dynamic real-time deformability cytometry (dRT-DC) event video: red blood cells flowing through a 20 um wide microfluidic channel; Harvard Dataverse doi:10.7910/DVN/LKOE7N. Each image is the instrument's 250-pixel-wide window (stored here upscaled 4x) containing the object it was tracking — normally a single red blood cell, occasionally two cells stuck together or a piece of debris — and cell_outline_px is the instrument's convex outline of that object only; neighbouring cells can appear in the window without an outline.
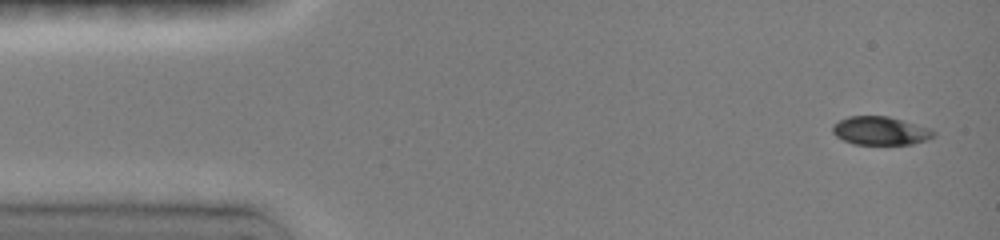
{"species": "common noctule bat (a hibernating species)", "species_latin": "Nyctalus noctula", "temperature_condition": "room temperature", "stored_images_in_passage": 17, "camera_frame_rate_fps": 3000, "um_per_image_px": 0.085, "animal": {"sex": "female", "body_mass_g": 19.0, "forearm_length_mm": 51.5}, "frame": {"image": 1, "passage_image": 1, "time_ms": 0.0, "image_size_px": [1000, 240], "cell_outline_px": [[936, 136], [928, 140], [912, 144], [852, 144], [836, 136], [832, 132], [832, 124], [848, 116], [888, 116], [904, 120], [932, 128], [936, 132]], "centroid_in_image_um": [74.88, 11.11], "position_along_channel_um": 10.1, "area_um2": 16.99}}
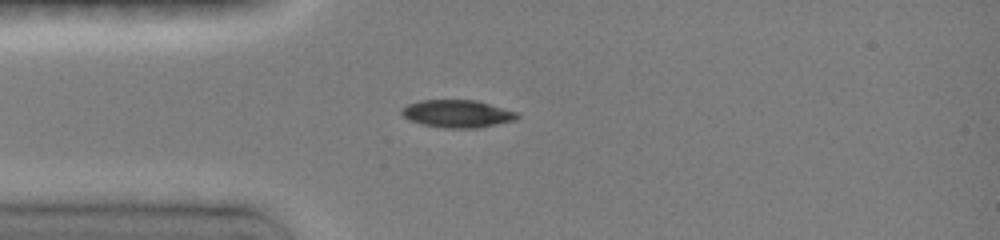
{"frame": {"image": 2, "passage_image": 6, "time_ms": 3.333, "image_size_px": [1000, 240], "cell_outline_px": [[520, 116], [516, 120], [480, 128], [444, 128], [420, 124], [408, 120], [400, 112], [400, 108], [408, 104], [420, 100], [476, 100], [520, 112]], "centroid_in_image_um": [38.89, 9.67], "position_along_channel_um": 46.1, "area_um2": 18.96}}
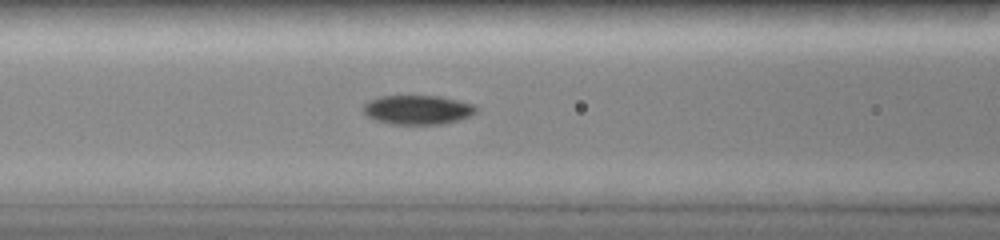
{"frame": {"image": 3, "passage_image": 10, "time_ms": 5.667, "image_size_px": [1000, 240], "cell_outline_px": [[476, 112], [472, 116], [460, 120], [444, 124], [388, 124], [376, 120], [368, 116], [364, 112], [364, 104], [368, 100], [380, 96], [440, 96], [476, 104]], "centroid_in_image_um": [35.54, 9.33], "position_along_channel_um": 131.1, "area_um2": 19.42}}